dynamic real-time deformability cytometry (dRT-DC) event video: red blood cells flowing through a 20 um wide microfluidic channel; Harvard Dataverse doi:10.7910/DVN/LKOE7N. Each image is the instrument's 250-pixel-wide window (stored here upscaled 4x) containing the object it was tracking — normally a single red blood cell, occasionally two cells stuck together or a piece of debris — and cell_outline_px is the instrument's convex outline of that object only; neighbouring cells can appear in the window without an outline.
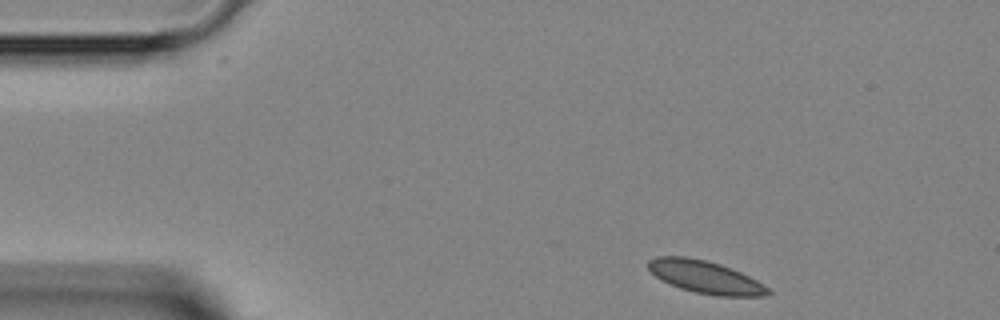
{"species": "Egyptian fruit bat (a non-hibernating species)", "species_latin": "Rousettus aegyptiacus", "temperature_condition": "room temperature", "stored_images_in_passage": 3, "camera_frame_rate_fps": 3000, "um_per_image_px": 0.085, "animal": {"sex": "female"}, "frame": {"image": 1, "passage_image": 1, "time_ms": 0.0, "image_size_px": [1000, 320], "cell_outline_px": [[772, 292], [768, 296], [716, 296], [696, 292], [680, 288], [660, 280], [648, 268], [648, 260], [656, 256], [688, 256], [720, 264], [732, 268], [756, 280], [768, 288]], "centroid_in_image_um": [59.94, 23.55], "position_along_channel_um": 25.1, "area_um2": 22.72}}
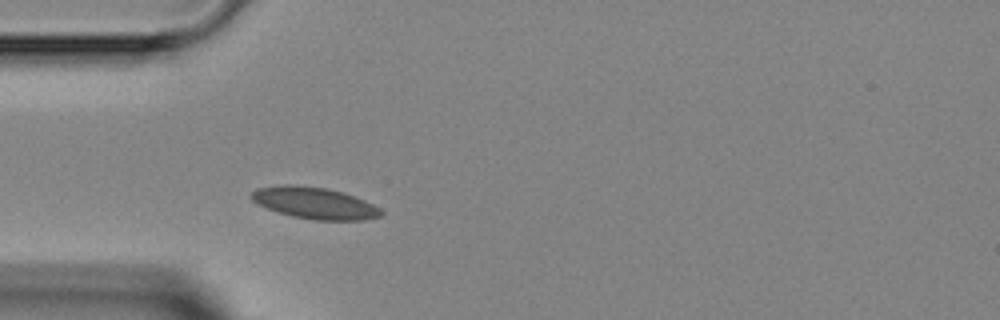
{"frame": {"image": 2, "passage_image": 3, "time_ms": 2.333, "image_size_px": [1000, 320], "cell_outline_px": [[384, 212], [380, 216], [364, 220], [316, 220], [292, 216], [256, 204], [248, 196], [256, 188], [284, 184], [292, 184], [324, 188], [344, 192], [364, 200], [380, 208]], "centroid_in_image_um": [26.72, 17.25], "position_along_channel_um": 58.3, "area_um2": 23.87}}